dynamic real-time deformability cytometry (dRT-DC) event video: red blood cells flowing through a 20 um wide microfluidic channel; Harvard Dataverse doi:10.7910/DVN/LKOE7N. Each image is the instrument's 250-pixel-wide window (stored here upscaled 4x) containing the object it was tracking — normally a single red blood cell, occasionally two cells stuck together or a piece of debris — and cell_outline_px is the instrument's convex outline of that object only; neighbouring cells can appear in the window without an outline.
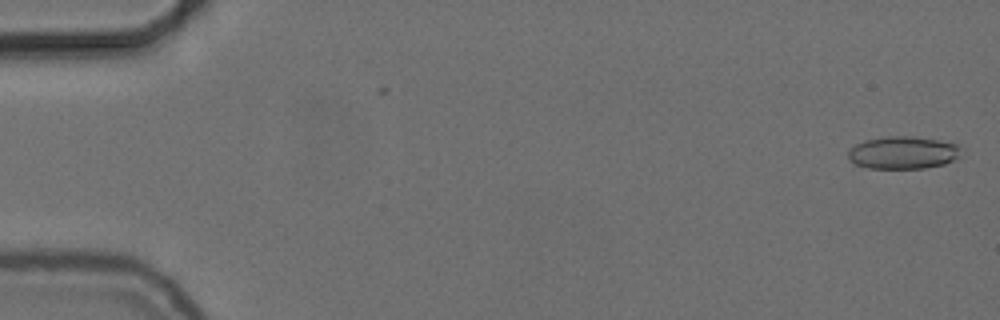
{"species": "common noctule bat (a hibernating species)", "species_latin": "Nyctalus noctula", "temperature_condition": "cold", "stored_images_in_passage": 55, "camera_frame_rate_fps": 3000, "um_per_image_px": 0.085, "animal": {"sex": "female", "body_mass_g": 24.6, "forearm_length_mm": 56.2}, "frame": {"image": 1, "passage_image": 1, "time_ms": 0.0, "image_size_px": [1000, 320], "cell_outline_px": [[960, 156], [944, 164], [924, 168], [868, 168], [856, 164], [848, 156], [848, 148], [864, 140], [888, 136], [912, 136], [936, 140], [956, 144]], "centroid_in_image_um": [76.7, 12.97], "position_along_channel_um": 8.3, "area_um2": 21.15}}
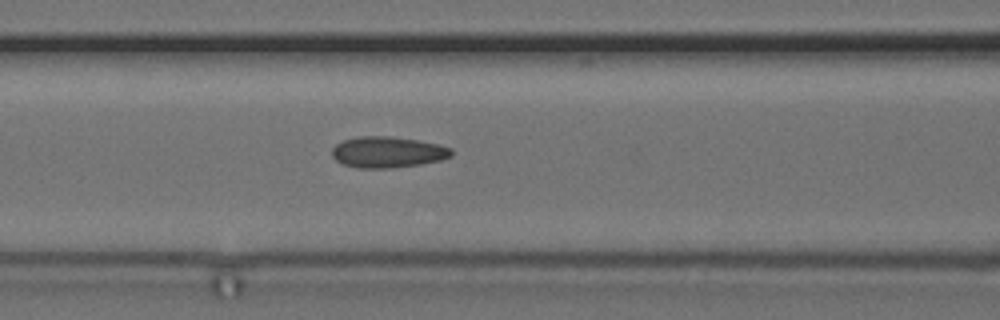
{"frame": {"image": 2, "passage_image": 23, "time_ms": 7.333, "image_size_px": [1000, 320], "cell_outline_px": [[452, 156], [440, 160], [420, 164], [392, 168], [356, 168], [340, 164], [332, 156], [332, 148], [336, 144], [344, 140], [360, 136], [388, 136], [416, 140], [440, 144], [452, 148]], "centroid_in_image_um": [32.93, 12.94], "position_along_channel_um": 133.7, "area_um2": 21.73}}
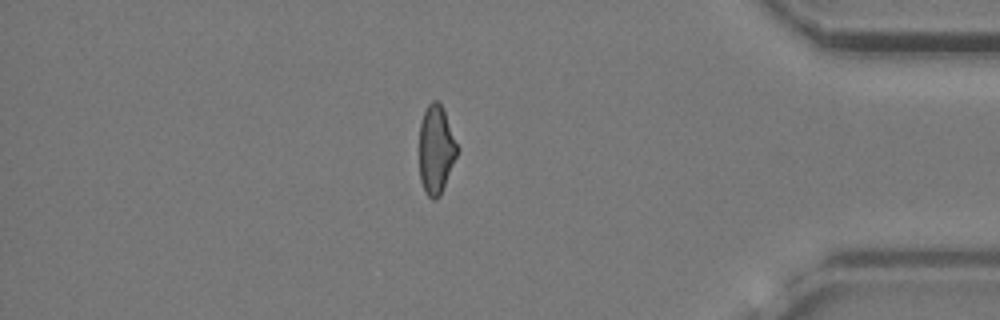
{"frame": {"image": 3, "passage_image": 47, "time_ms": 15.333, "image_size_px": [1000, 320], "cell_outline_px": [[460, 148], [440, 196], [436, 200], [432, 200], [424, 192], [420, 180], [420, 124], [424, 112], [428, 104], [432, 100], [436, 100], [440, 104], [444, 112]], "centroid_in_image_um": [37.07, 12.75], "position_along_channel_um": 398.1, "area_um2": 19.59}, "authors_computed_cell_mechanics": {"area_um2": 20.9236, "velocity_mm_per_s": 3.7294, "shape_relaxation_time_tau1_ms": null, "shape_relaxation_time_tau2_ms": 1.9295, "deformation_change_tau1": null, "deformation_change_tau2": 0.0939}}